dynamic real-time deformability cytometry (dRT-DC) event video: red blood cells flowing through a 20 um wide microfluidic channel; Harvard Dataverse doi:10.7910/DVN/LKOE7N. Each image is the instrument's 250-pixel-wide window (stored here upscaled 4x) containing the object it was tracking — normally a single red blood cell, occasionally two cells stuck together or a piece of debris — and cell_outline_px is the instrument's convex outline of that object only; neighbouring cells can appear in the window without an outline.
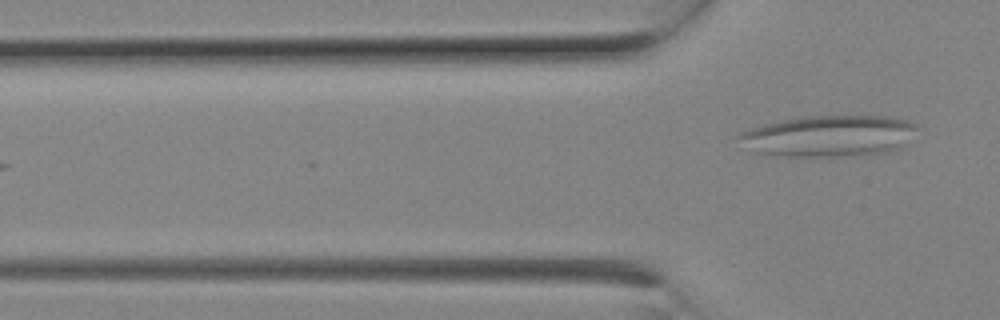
{"species": "Egyptian fruit bat (a non-hibernating species)", "species_latin": "Rousettus aegyptiacus", "temperature_condition": "room temperature", "stored_images_in_passage": 5, "camera_frame_rate_fps": 3000, "um_per_image_px": 0.085, "animal": {"sex": "female"}, "frame": {"image": 1, "passage_image": 5, "time_ms": 1.333, "image_size_px": [1000, 320], "cell_outline_px": [[920, 128], [900, 148], [884, 152], [856, 156], [776, 156], [752, 152], [736, 136], [752, 128], [764, 124], [780, 120], [800, 116], [888, 116], [908, 120], [916, 124]], "centroid_in_image_um": [70.48, 11.55], "position_along_channel_um": 55.3, "area_um2": 43.12}}